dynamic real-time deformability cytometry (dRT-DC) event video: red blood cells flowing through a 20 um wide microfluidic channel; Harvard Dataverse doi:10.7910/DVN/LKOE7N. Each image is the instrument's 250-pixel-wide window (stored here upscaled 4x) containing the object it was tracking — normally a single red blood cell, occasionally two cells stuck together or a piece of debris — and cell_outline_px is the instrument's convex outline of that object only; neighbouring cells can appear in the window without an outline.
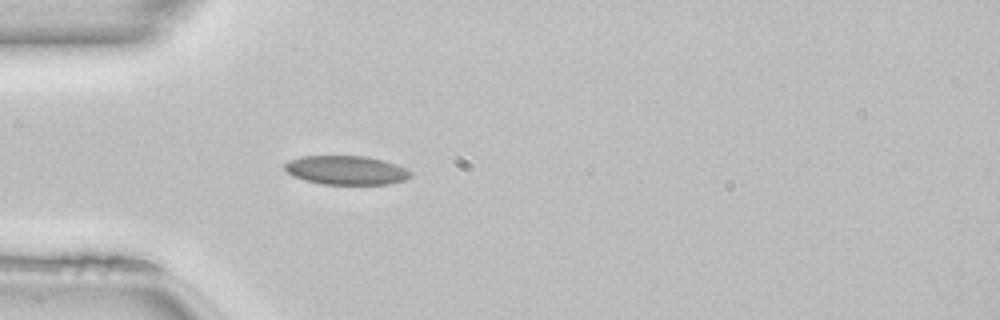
{"species": "common noctule bat (a hibernating species)", "species_latin": "Nyctalus noctula", "temperature_condition": "room temperature", "stored_images_in_passage": 36, "camera_frame_rate_fps": 3000, "um_per_image_px": 0.085, "animal": {"sex": "female", "body_mass_g": 22.7, "forearm_length_mm": 54.2}, "frame": {"image": 1, "passage_image": 1, "time_ms": 0.0, "image_size_px": [1000, 320], "cell_outline_px": [[412, 176], [408, 180], [388, 184], [320, 184], [304, 180], [292, 176], [284, 168], [284, 164], [288, 160], [300, 156], [368, 156], [384, 160], [396, 164], [412, 172]], "centroid_in_image_um": [29.43, 14.47], "position_along_channel_um": 55.6, "area_um2": 21.5}}
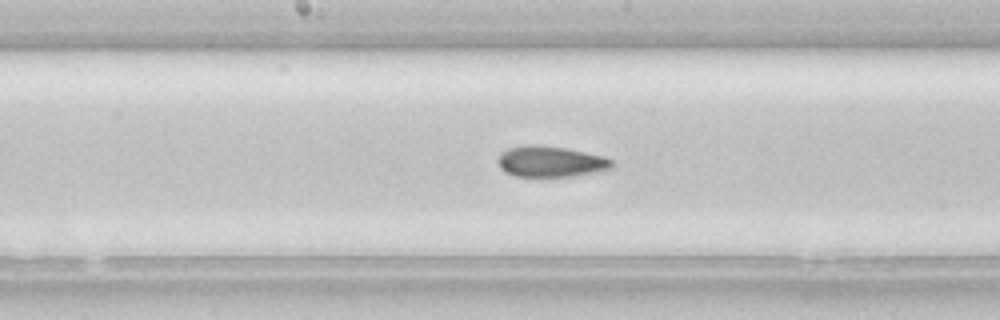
{"frame": {"image": 2, "passage_image": 12, "time_ms": 3.667, "image_size_px": [1000, 320], "cell_outline_px": [[612, 168], [604, 172], [572, 176], [516, 176], [504, 172], [500, 168], [496, 160], [508, 148], [528, 144], [536, 144], [564, 148], [604, 156], [612, 160]], "centroid_in_image_um": [46.83, 13.74], "position_along_channel_um": 201.4, "area_um2": 20.63}}
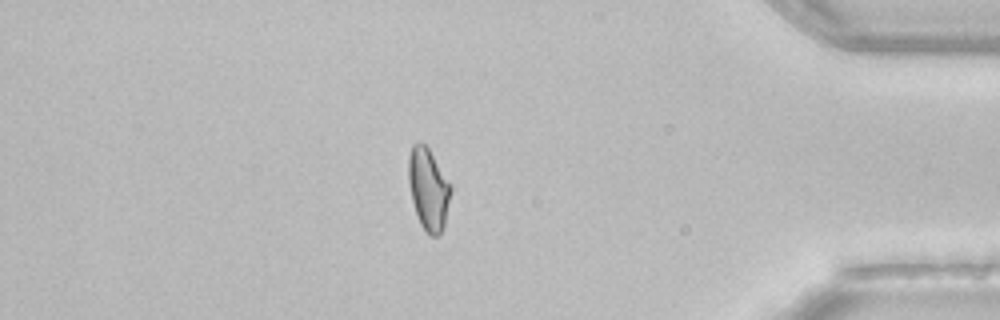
{"frame": {"image": 3, "passage_image": 29, "time_ms": 9.333, "image_size_px": [1000, 320], "cell_outline_px": [[452, 192], [444, 224], [440, 232], [436, 236], [428, 236], [424, 232], [420, 224], [412, 200], [408, 180], [408, 156], [412, 144], [416, 140], [420, 140], [428, 148], [452, 184]], "centroid_in_image_um": [36.41, 16.04], "position_along_channel_um": 398.8, "area_um2": 20.52}, "authors_computed_cell_mechanics": {"area_um2": 20.5479, "velocity_mm_per_s": 4.1433, "shape_relaxation_time_tau1_ms": null, "shape_relaxation_time_tau2_ms": 3.2066, "deformation_change_tau1": null, "deformation_change_tau2": 0.0895}}